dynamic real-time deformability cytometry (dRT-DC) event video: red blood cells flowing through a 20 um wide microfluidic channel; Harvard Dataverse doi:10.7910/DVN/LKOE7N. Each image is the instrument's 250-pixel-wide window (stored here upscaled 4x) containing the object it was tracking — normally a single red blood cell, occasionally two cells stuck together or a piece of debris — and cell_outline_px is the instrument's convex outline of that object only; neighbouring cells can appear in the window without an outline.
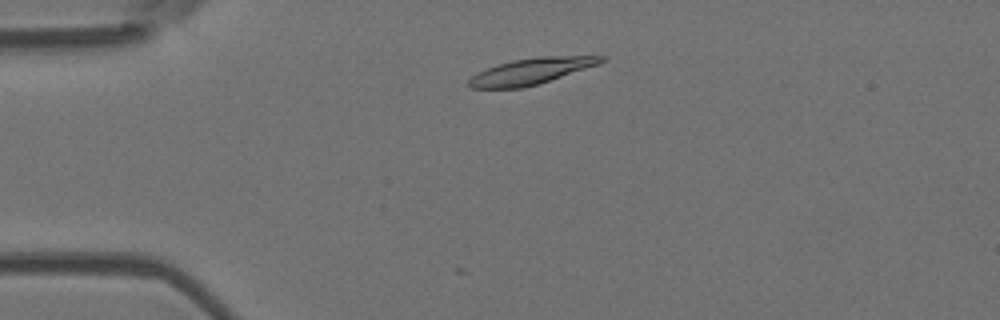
{"species": "Egyptian fruit bat (a non-hibernating species)", "species_latin": "Rousettus aegyptiacus", "temperature_condition": "room temperature", "stored_images_in_passage": 43, "camera_frame_rate_fps": 3000, "um_per_image_px": 0.085, "animal": {"sex": "female"}, "frame": {"image": 1, "passage_image": 1, "time_ms": 0.0, "image_size_px": [1000, 320], "cell_outline_px": [[608, 60], [600, 64], [540, 84], [524, 88], [472, 88], [468, 84], [468, 80], [472, 76], [488, 68], [512, 60], [540, 56], [608, 56]], "centroid_in_image_um": [45.23, 6.05], "position_along_channel_um": 39.8, "area_um2": 20.23}}
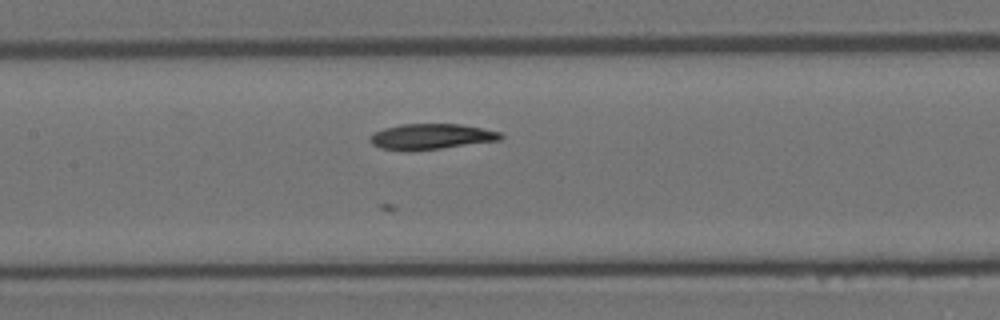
{"frame": {"image": 2, "passage_image": 14, "time_ms": 4.333, "image_size_px": [1000, 320], "cell_outline_px": [[504, 136], [500, 140], [440, 148], [380, 148], [372, 144], [368, 140], [368, 136], [384, 128], [400, 124], [460, 124], [500, 132]], "centroid_in_image_um": [36.66, 11.57], "position_along_channel_um": 170.7, "area_um2": 18.67}}
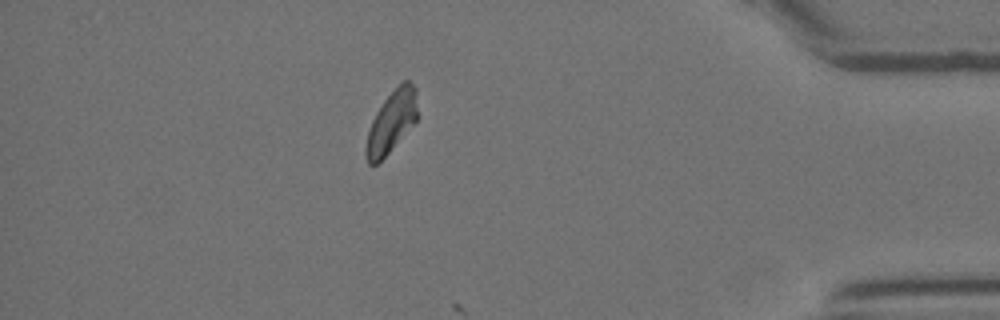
{"frame": {"image": 3, "passage_image": 36, "time_ms": 11.667, "image_size_px": [1000, 320], "cell_outline_px": [[416, 120], [388, 152], [376, 164], [368, 164], [364, 156], [364, 148], [368, 132], [372, 120], [376, 112], [384, 100], [404, 80], [408, 80], [416, 88]], "centroid_in_image_um": [33.23, 10.37], "position_along_channel_um": 402.0, "area_um2": 17.98}}